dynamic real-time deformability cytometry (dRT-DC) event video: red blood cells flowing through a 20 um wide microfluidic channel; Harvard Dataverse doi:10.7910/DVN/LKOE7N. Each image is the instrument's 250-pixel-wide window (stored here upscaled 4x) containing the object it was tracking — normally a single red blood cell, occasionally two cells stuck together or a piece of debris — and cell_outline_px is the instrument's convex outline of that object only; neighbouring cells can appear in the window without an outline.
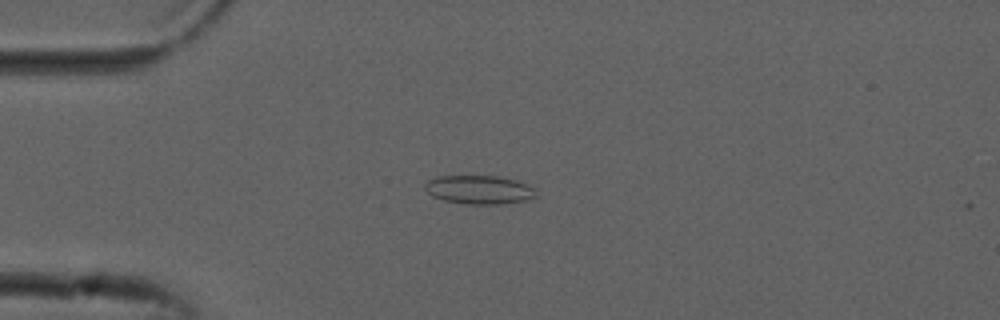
{"species": "common noctule bat (a hibernating species)", "species_latin": "Nyctalus noctula", "temperature_condition": "cold", "stored_images_in_passage": 51, "camera_frame_rate_fps": 3000, "um_per_image_px": 0.085, "animal": {"sex": "male", "forearm_length_mm": 52.5}, "frame": {"image": 1, "passage_image": 12, "time_ms": 3.667, "image_size_px": [1000, 320], "cell_outline_px": [[536, 196], [532, 200], [504, 204], [468, 204], [444, 200], [432, 196], [424, 188], [424, 184], [428, 180], [436, 176], [500, 176], [516, 180], [532, 188], [536, 192]], "centroid_in_image_um": [40.74, 16.13], "position_along_channel_um": 44.3, "area_um2": 18.67}}
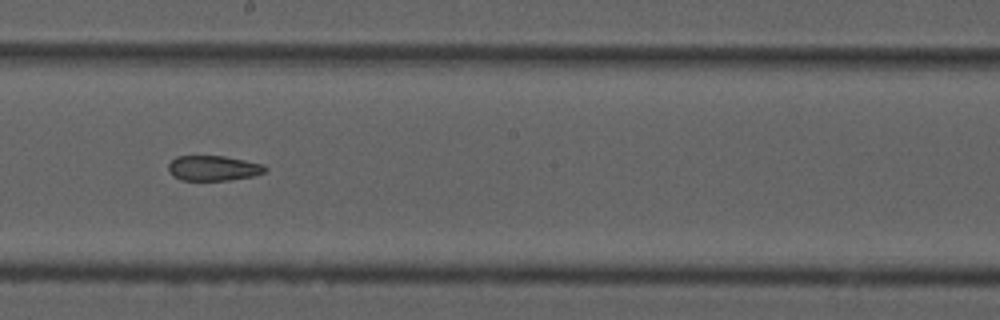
{"frame": {"image": 2, "passage_image": 28, "time_ms": 9.0, "image_size_px": [1000, 320], "cell_outline_px": [[268, 168], [264, 172], [252, 176], [232, 180], [180, 180], [172, 176], [168, 168], [168, 164], [176, 156], [224, 156], [264, 164]], "centroid_in_image_um": [18.13, 14.29], "position_along_channel_um": 230.1, "area_um2": 14.22}}
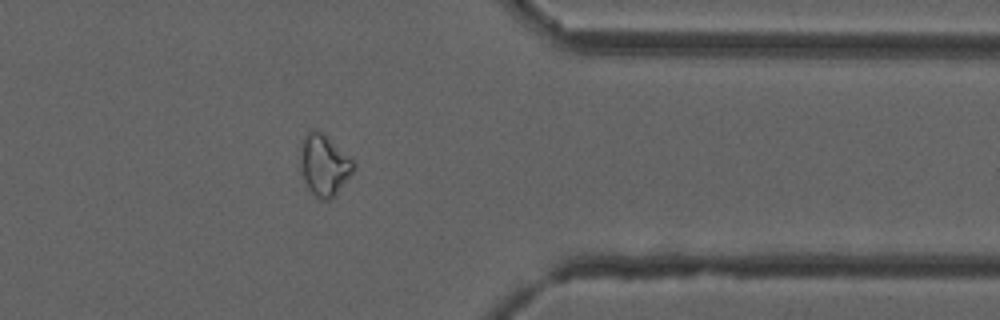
{"frame": {"image": 3, "passage_image": 41, "time_ms": 13.333, "image_size_px": [1000, 320], "cell_outline_px": [[356, 164], [352, 172], [336, 196], [328, 200], [320, 200], [308, 188], [304, 180], [300, 164], [300, 140], [312, 128], [328, 136], [352, 156]], "centroid_in_image_um": [27.57, 14.0], "position_along_channel_um": 383.8, "area_um2": 19.42}, "authors_computed_cell_mechanics": {"area_um2": 17.918, "velocity_mm_per_s": 3.8446, "shape_relaxation_time_tau1_ms": null, "shape_relaxation_time_tau2_ms": 4.2721, "deformation_change_tau1": null, "deformation_change_tau2": 0.113}}